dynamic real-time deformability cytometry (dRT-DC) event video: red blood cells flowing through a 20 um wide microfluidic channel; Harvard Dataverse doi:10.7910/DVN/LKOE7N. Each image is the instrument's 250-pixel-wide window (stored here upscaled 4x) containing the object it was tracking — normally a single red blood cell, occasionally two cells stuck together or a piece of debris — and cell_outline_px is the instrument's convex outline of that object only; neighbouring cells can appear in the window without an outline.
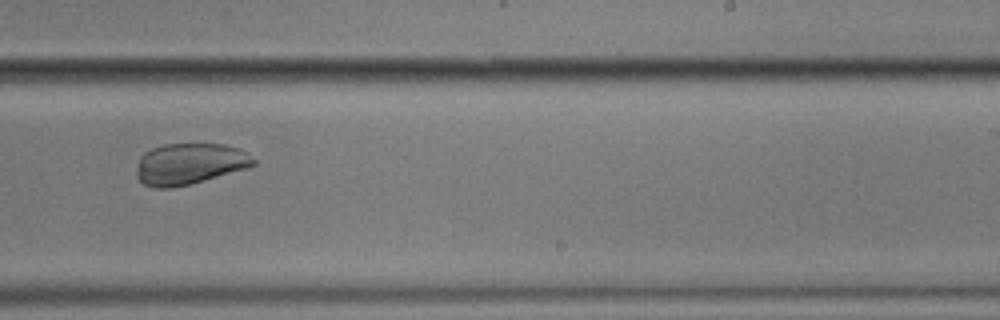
{"species": "common noctule bat (a hibernating species)", "species_latin": "Nyctalus noctula", "temperature_condition": "cold", "stored_images_in_passage": 16, "camera_frame_rate_fps": 3000, "um_per_image_px": 0.085, "animal": {"sex": "male", "body_mass_g": 17.9}, "frame": {"image": 1, "passage_image": 10, "time_ms": 11.667, "image_size_px": [1000, 320], "cell_outline_px": [[256, 164], [248, 168], [188, 184], [172, 188], [156, 188], [144, 184], [136, 176], [136, 168], [140, 156], [144, 152], [152, 148], [164, 144], [224, 144], [240, 148], [256, 160]], "centroid_in_image_um": [16.1, 13.92], "position_along_channel_um": 272.9, "area_um2": 28.09}}